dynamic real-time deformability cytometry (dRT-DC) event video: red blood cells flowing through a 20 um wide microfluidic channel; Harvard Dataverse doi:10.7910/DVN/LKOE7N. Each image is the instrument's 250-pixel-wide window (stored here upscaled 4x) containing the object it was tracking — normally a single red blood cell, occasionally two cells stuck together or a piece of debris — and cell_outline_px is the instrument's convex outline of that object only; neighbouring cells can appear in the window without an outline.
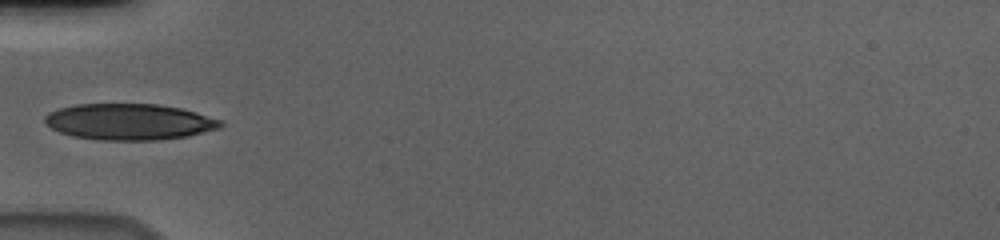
{"species": "human", "species_latin": "Homo sapiens", "temperature_condition": "cold", "stored_images_in_passage": 10, "camera_frame_rate_fps": 3000, "um_per_image_px": 0.085, "donor": {"sex": "male"}, "frame": {"image": 1, "passage_image": 1, "time_ms": 0.0, "image_size_px": [1000, 240], "cell_outline_px": [[224, 124], [220, 128], [188, 136], [160, 140], [100, 140], [72, 136], [60, 132], [52, 128], [44, 120], [44, 116], [48, 112], [60, 108], [76, 104], [156, 104], [180, 108], [196, 112], [220, 120]], "centroid_in_image_um": [10.99, 10.35], "position_along_channel_um": 74.0, "area_um2": 37.05}}